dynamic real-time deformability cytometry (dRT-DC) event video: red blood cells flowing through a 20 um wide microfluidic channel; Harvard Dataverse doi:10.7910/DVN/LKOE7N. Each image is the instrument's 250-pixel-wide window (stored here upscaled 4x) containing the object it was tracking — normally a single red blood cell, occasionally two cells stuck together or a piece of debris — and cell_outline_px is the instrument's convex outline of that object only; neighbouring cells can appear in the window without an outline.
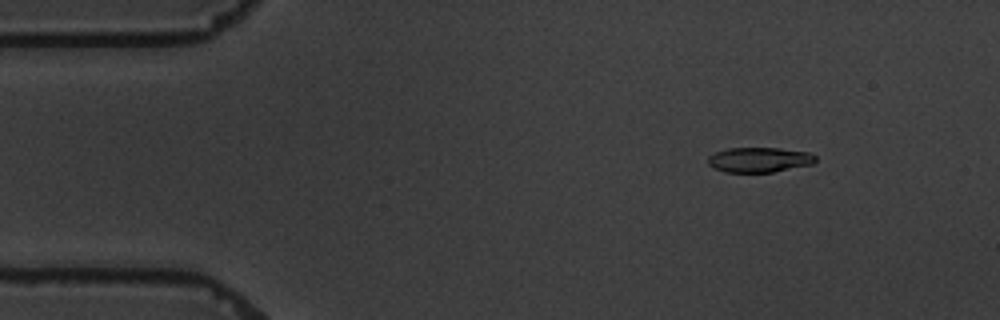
{"species": "common noctule bat (a hibernating species)", "species_latin": "Nyctalus noctula", "temperature_condition": "warm", "stored_images_in_passage": 4, "camera_frame_rate_fps": 3000, "um_per_image_px": 0.085, "animal": {"sex": "male", "body_mass_g": 19.5, "forearm_length_mm": 54.6}, "frame": {"image": 1, "passage_image": 2, "time_ms": 2.0, "image_size_px": [1000, 320], "cell_outline_px": [[816, 160], [812, 164], [772, 172], [724, 172], [708, 164], [708, 156], [716, 152], [728, 148], [780, 148], [808, 152], [816, 156]], "centroid_in_image_um": [64.54, 13.57], "position_along_channel_um": 20.5, "area_um2": 15.55}}
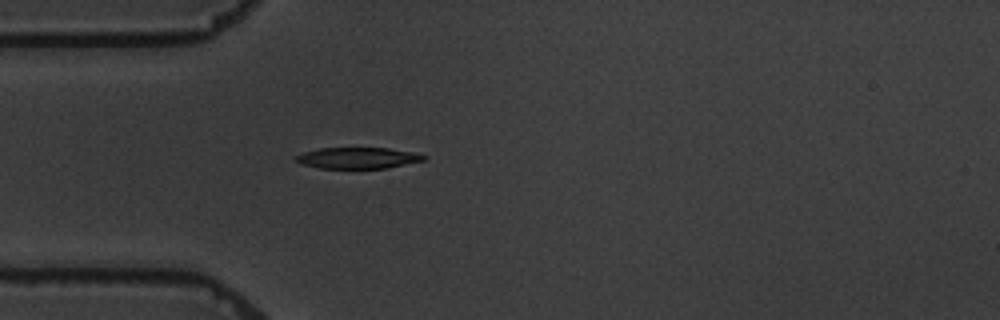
{"frame": {"image": 2, "passage_image": 4, "time_ms": 5.0, "image_size_px": [1000, 320], "cell_outline_px": [[428, 156], [424, 160], [388, 168], [320, 168], [304, 164], [296, 160], [292, 156], [304, 152], [320, 148], [388, 148], [412, 152]], "centroid_in_image_um": [30.41, 13.42], "position_along_channel_um": 54.6, "area_um2": 15.66}}